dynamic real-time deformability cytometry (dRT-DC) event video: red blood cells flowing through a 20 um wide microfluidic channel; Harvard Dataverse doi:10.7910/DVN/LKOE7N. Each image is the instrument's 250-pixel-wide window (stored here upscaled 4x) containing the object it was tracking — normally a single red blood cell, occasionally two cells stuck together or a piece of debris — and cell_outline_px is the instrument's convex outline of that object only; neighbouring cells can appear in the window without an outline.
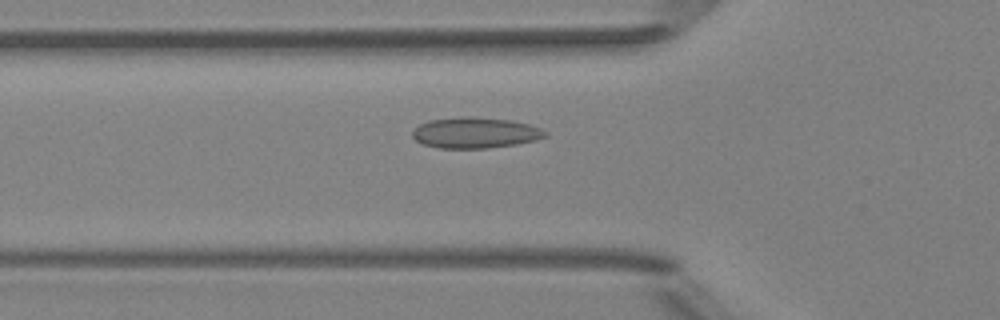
{"species": "Egyptian fruit bat (a non-hibernating species)", "species_latin": "Rousettus aegyptiacus", "temperature_condition": "room temperature", "stored_images_in_passage": 51, "camera_frame_rate_fps": 3000, "um_per_image_px": 0.085, "animal": {"sex": "female"}, "frame": {"image": 1, "passage_image": 18, "time_ms": 5.667, "image_size_px": [1000, 320], "cell_outline_px": [[548, 136], [536, 140], [516, 144], [488, 148], [440, 148], [424, 144], [416, 140], [412, 136], [412, 132], [420, 124], [428, 120], [460, 116], [472, 116], [512, 120], [528, 124], [540, 128], [548, 132]], "centroid_in_image_um": [40.41, 11.27], "position_along_channel_um": 85.4, "area_um2": 23.99}}
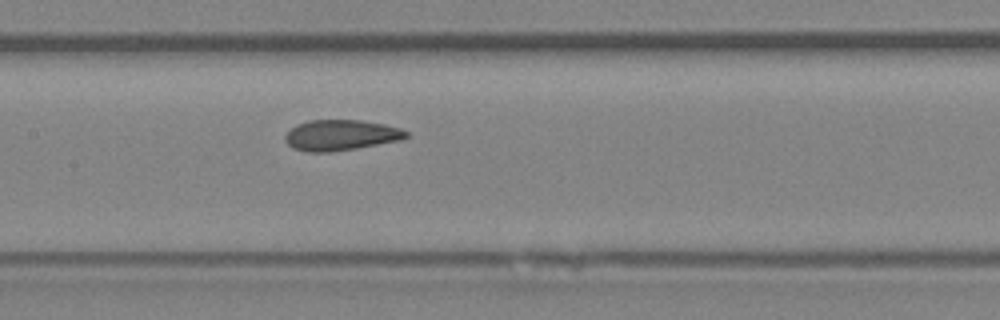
{"frame": {"image": 2, "passage_image": 25, "time_ms": 8.0, "image_size_px": [1000, 320], "cell_outline_px": [[408, 136], [400, 140], [356, 148], [332, 152], [308, 152], [292, 148], [284, 140], [284, 136], [296, 124], [308, 120], [360, 120], [384, 124], [400, 128], [408, 132]], "centroid_in_image_um": [28.94, 11.49], "position_along_channel_um": 178.5, "area_um2": 21.62}}
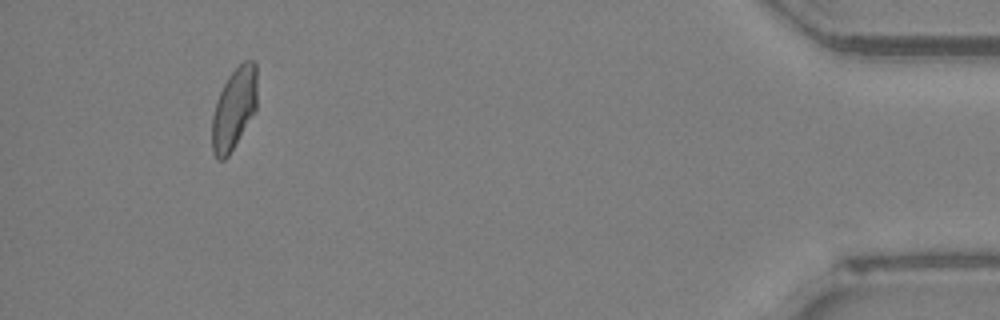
{"frame": {"image": 3, "passage_image": 48, "time_ms": 15.667, "image_size_px": [1000, 320], "cell_outline_px": [[256, 108], [228, 156], [224, 160], [216, 160], [212, 152], [212, 116], [216, 100], [228, 76], [244, 60], [256, 60]], "centroid_in_image_um": [19.87, 9.23], "position_along_channel_um": 415.3, "area_um2": 21.21}, "authors_computed_cell_mechanics": {"area_um2": 21.9062, "velocity_mm_per_s": 3.9834, "shape_relaxation_time_tau1_ms": null, "shape_relaxation_time_tau2_ms": 1.5443, "deformation_change_tau1": null, "deformation_change_tau2": 0.0769}}